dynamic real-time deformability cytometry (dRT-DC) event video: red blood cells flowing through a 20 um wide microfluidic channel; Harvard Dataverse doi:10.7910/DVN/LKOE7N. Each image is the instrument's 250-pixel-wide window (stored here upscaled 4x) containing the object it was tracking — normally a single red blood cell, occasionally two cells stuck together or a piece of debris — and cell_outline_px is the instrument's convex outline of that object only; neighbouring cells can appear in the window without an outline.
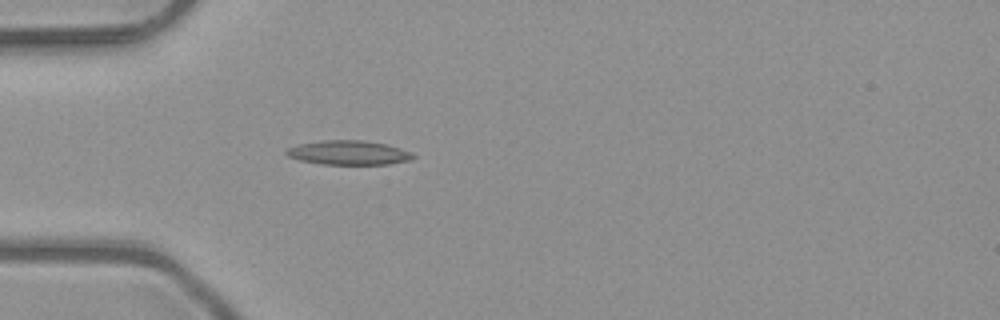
{"species": "common noctule bat (a hibernating species)", "species_latin": "Nyctalus noctula", "temperature_condition": "room temperature", "stored_images_in_passage": 4, "camera_frame_rate_fps": 3000, "um_per_image_px": 0.085, "animal": {"sex": "male", "body_mass_g": 23.1, "forearm_length_mm": 52.7}, "frame": {"image": 1, "passage_image": 4, "time_ms": 1.0, "image_size_px": [1000, 320], "cell_outline_px": [[416, 156], [408, 160], [388, 164], [320, 164], [300, 160], [288, 156], [284, 152], [288, 148], [300, 144], [324, 140], [360, 140], [388, 144], [412, 152]], "centroid_in_image_um": [29.64, 12.97], "position_along_channel_um": 55.4, "area_um2": 17.8}}